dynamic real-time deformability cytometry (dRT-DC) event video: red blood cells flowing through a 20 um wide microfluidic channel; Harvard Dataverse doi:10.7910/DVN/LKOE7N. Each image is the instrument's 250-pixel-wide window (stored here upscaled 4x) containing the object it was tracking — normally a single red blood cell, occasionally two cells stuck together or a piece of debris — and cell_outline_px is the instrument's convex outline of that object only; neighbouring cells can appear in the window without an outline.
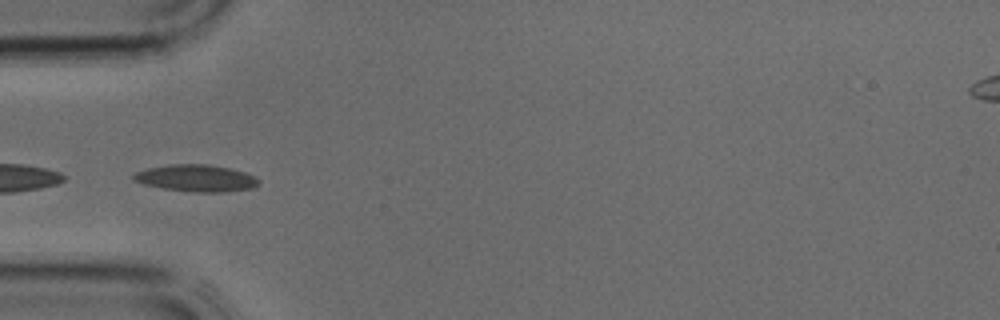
{"species": "common noctule bat (a hibernating species)", "species_latin": "Nyctalus noctula", "temperature_condition": "cold", "stored_images_in_passage": 33, "camera_frame_rate_fps": 3000, "um_per_image_px": 0.085, "animal": {"sex": "male", "body_mass_g": 17.9, "forearm_length_mm": 54.2}, "frame": {"image": 1, "passage_image": 6, "time_ms": 1.667, "image_size_px": [1000, 320], "cell_outline_px": [[260, 184], [252, 188], [224, 192], [192, 192], [164, 188], [144, 184], [132, 180], [132, 176], [136, 172], [148, 168], [172, 164], [204, 164], [228, 168], [244, 172], [256, 176], [260, 180]], "centroid_in_image_um": [16.7, 15.15], "position_along_channel_um": 68.3, "area_um2": 19.54}}